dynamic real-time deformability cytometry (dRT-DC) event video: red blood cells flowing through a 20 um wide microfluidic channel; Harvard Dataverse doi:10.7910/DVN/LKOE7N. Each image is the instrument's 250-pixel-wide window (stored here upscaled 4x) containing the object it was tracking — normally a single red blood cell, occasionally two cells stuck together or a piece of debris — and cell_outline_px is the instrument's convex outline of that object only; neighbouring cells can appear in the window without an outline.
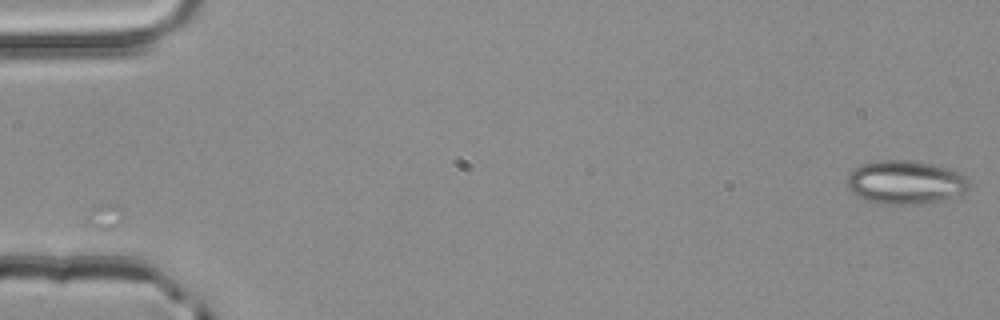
{"species": "common noctule bat (a hibernating species)", "species_latin": "Nyctalus noctula", "temperature_condition": "room temperature", "stored_images_in_passage": 52, "segment_of_instrument_passage": [1, 2], "camera_frame_rate_fps": 3000, "um_per_image_px": 0.085, "animal": {"sex": "male", "body_mass_g": 20.4}, "frame": {"image": 1, "passage_image": 1, "time_ms": 0.0, "image_size_px": [1000, 320], "cell_outline_px": [[972, 188], [964, 192], [936, 200], [916, 204], [880, 204], [868, 200], [852, 192], [848, 188], [848, 172], [864, 164], [876, 160], [916, 160], [948, 168], [960, 172], [968, 176], [972, 184]], "centroid_in_image_um": [77.0, 15.47], "position_along_channel_um": 8.0, "area_um2": 30.92}}